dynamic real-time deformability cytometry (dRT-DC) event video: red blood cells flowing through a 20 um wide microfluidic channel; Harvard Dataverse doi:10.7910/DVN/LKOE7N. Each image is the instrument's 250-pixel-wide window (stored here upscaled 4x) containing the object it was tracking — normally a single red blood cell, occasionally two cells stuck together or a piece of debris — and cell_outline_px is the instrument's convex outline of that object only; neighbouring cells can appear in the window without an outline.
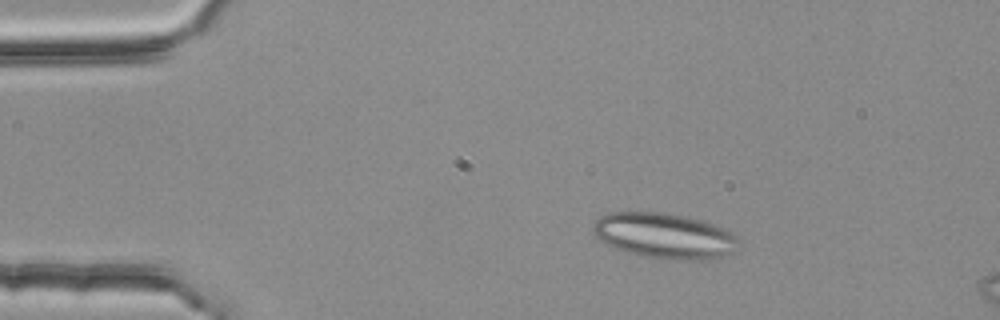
{"species": "common noctule bat (a hibernating species)", "species_latin": "Nyctalus noctula", "temperature_condition": "room temperature", "stored_images_in_passage": 3, "camera_frame_rate_fps": 3000, "um_per_image_px": 0.085, "animal": {"sex": "female", "body_mass_g": 25.1}, "frame": {"image": 1, "passage_image": 1, "time_ms": 0.0, "image_size_px": [1000, 320], "cell_outline_px": [[736, 240], [732, 252], [720, 256], [688, 260], [672, 260], [640, 256], [616, 248], [600, 240], [592, 232], [592, 228], [596, 220], [600, 216], [608, 212], [664, 212], [688, 216], [736, 232]], "centroid_in_image_um": [56.42, 20.02], "position_along_channel_um": 28.6, "area_um2": 38.32}}